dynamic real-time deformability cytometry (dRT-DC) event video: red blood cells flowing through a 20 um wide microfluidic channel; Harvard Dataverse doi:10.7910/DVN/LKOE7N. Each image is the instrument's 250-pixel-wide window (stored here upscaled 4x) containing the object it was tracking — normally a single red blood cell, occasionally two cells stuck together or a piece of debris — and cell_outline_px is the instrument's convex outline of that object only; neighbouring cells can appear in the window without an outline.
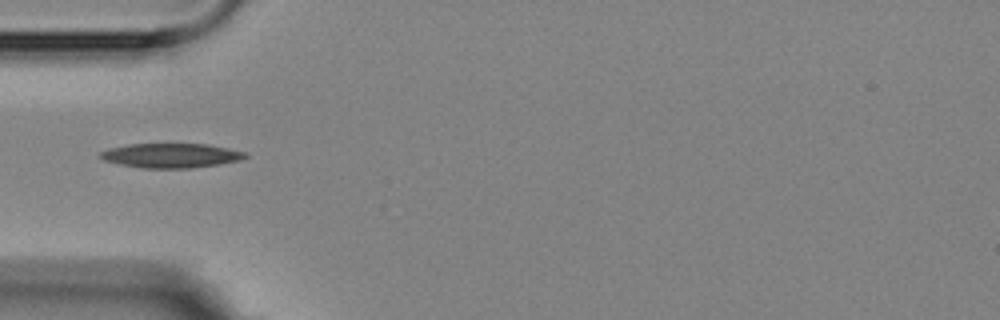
{"species": "Egyptian fruit bat (a non-hibernating species)", "species_latin": "Rousettus aegyptiacus", "temperature_condition": "room temperature", "stored_images_in_passage": 2, "camera_frame_rate_fps": 3000, "um_per_image_px": 0.085, "animal": {"sex": "female"}, "frame": {"image": 1, "passage_image": 2, "time_ms": 1.0, "image_size_px": [1000, 320], "cell_outline_px": [[248, 156], [240, 160], [220, 164], [188, 168], [144, 168], [120, 164], [104, 160], [96, 156], [100, 152], [108, 148], [128, 144], [208, 144], [248, 152]], "centroid_in_image_um": [14.53, 13.21], "position_along_channel_um": 70.5, "area_um2": 20.75}}